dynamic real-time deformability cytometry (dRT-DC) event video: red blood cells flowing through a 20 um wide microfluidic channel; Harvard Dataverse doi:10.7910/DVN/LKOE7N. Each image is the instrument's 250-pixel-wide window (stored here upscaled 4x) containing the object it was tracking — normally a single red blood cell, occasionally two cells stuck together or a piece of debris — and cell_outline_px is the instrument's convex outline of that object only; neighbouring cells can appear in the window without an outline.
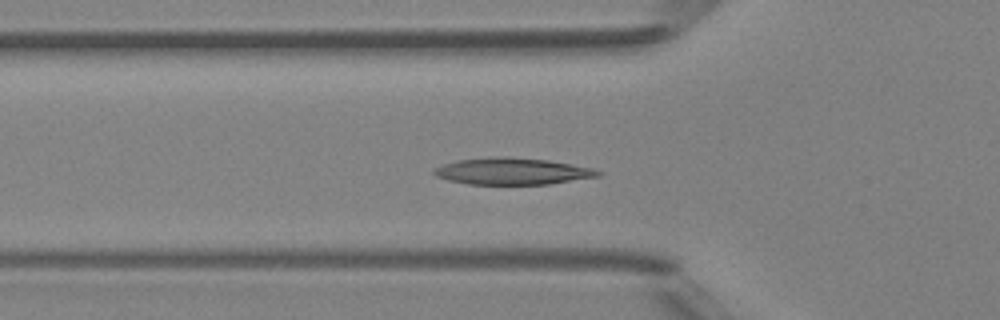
{"species": "Egyptian fruit bat (a non-hibernating species)", "species_latin": "Rousettus aegyptiacus", "temperature_condition": "room temperature", "stored_images_in_passage": 40, "segment_of_instrument_passage": [1, 2], "camera_frame_rate_fps": 3000, "um_per_image_px": 0.085, "animal": {"sex": "female"}, "frame": {"image": 1, "passage_image": 7, "time_ms": 2.0, "image_size_px": [1000, 320], "cell_outline_px": [[604, 172], [600, 176], [548, 184], [468, 184], [448, 180], [436, 176], [432, 172], [436, 168], [444, 164], [460, 160], [492, 156], [504, 156], [548, 160], [572, 164], [592, 168]], "centroid_in_image_um": [43.57, 14.55], "position_along_channel_um": 82.2, "area_um2": 25.43}}
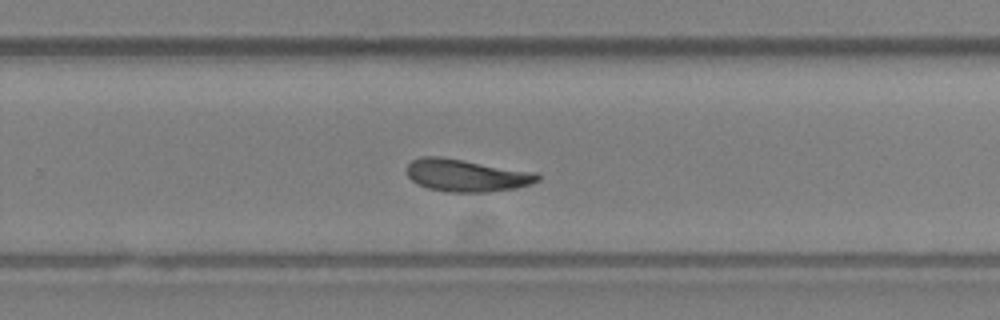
{"frame": {"image": 2, "passage_image": 22, "time_ms": 7.0, "image_size_px": [1000, 320], "cell_outline_px": [[540, 180], [532, 184], [516, 188], [488, 192], [448, 192], [428, 188], [412, 180], [408, 176], [408, 164], [412, 160], [420, 156], [440, 156], [536, 172], [540, 176]], "centroid_in_image_um": [39.68, 14.9], "position_along_channel_um": 290.1, "area_um2": 24.68}}
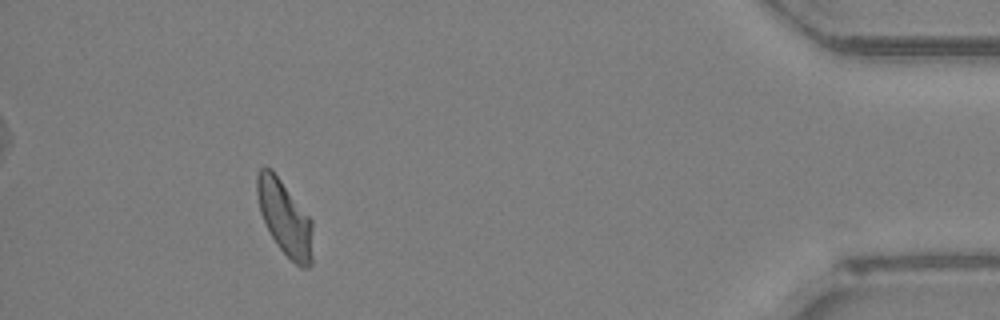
{"frame": {"image": 3, "passage_image": 35, "time_ms": 11.333, "image_size_px": [1000, 320], "cell_outline_px": [[312, 264], [308, 268], [300, 268], [276, 244], [260, 212], [256, 192], [256, 176], [260, 168], [264, 164], [272, 168], [312, 220]], "centroid_in_image_um": [24.2, 18.48], "position_along_channel_um": 411.0, "area_um2": 24.33}}